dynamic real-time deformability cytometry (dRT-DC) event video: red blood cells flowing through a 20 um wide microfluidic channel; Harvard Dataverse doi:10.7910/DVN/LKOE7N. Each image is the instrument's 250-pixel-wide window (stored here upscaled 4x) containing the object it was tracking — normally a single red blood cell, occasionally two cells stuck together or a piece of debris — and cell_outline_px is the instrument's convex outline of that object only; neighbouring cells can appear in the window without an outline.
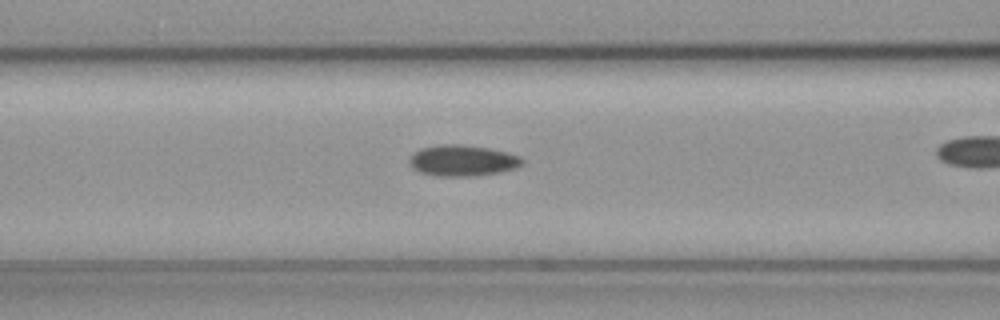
{"species": "common noctule bat (a hibernating species)", "species_latin": "Nyctalus noctula", "temperature_condition": "cold", "stored_images_in_passage": 38, "camera_frame_rate_fps": 3000, "um_per_image_px": 0.085, "animal": {"sex": "female", "body_mass_g": 19.3, "forearm_length_mm": 54.1}, "frame": {"image": 1, "passage_image": 17, "time_ms": 5.333, "image_size_px": [1000, 320], "cell_outline_px": [[524, 164], [516, 168], [500, 172], [472, 176], [436, 176], [420, 172], [412, 168], [408, 160], [412, 152], [420, 148], [440, 144], [460, 144], [488, 148], [508, 152], [520, 156], [524, 160]], "centroid_in_image_um": [39.3, 13.64], "position_along_channel_um": 127.3, "area_um2": 20.69}}